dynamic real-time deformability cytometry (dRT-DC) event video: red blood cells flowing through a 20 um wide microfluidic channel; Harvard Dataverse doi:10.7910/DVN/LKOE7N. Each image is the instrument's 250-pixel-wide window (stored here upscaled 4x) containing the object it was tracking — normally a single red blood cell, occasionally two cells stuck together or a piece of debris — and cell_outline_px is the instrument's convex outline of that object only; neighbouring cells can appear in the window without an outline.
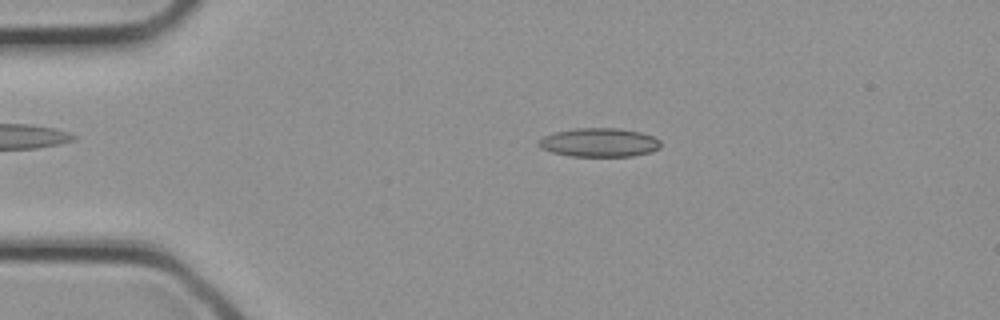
{"species": "common noctule bat (a hibernating species)", "species_latin": "Nyctalus noctula", "temperature_condition": "cold", "stored_images_in_passage": 31, "camera_frame_rate_fps": 3000, "um_per_image_px": 0.085, "animal": {"sex": "female", "body_mass_g": 21.9}, "frame": {"image": 1, "passage_image": 6, "time_ms": 1.667, "image_size_px": [1000, 320], "cell_outline_px": [[660, 148], [652, 152], [632, 156], [568, 156], [552, 152], [540, 148], [536, 144], [536, 140], [544, 136], [556, 132], [576, 128], [620, 128], [640, 132], [652, 136], [660, 140]], "centroid_in_image_um": [50.91, 12.11], "position_along_channel_um": 34.1, "area_um2": 20.63}}
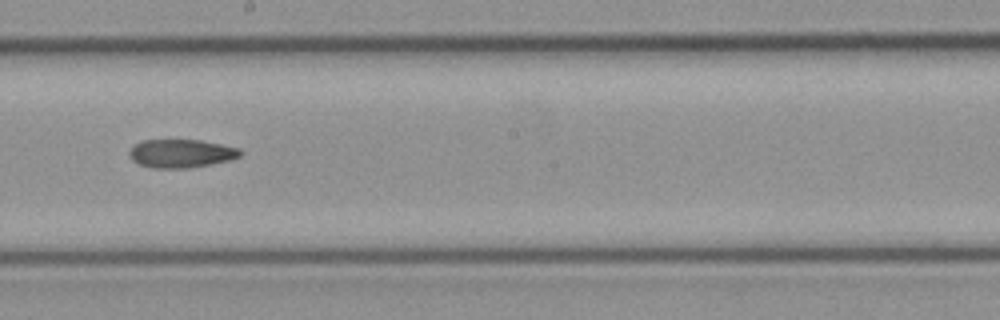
{"frame": {"image": 2, "passage_image": 17, "time_ms": 5.333, "image_size_px": [1000, 320], "cell_outline_px": [[244, 152], [240, 156], [232, 160], [212, 164], [188, 168], [152, 168], [140, 164], [132, 160], [128, 156], [128, 152], [136, 144], [144, 140], [200, 140], [240, 148]], "centroid_in_image_um": [15.43, 13.05], "position_along_channel_um": 232.8, "area_um2": 18.44}}
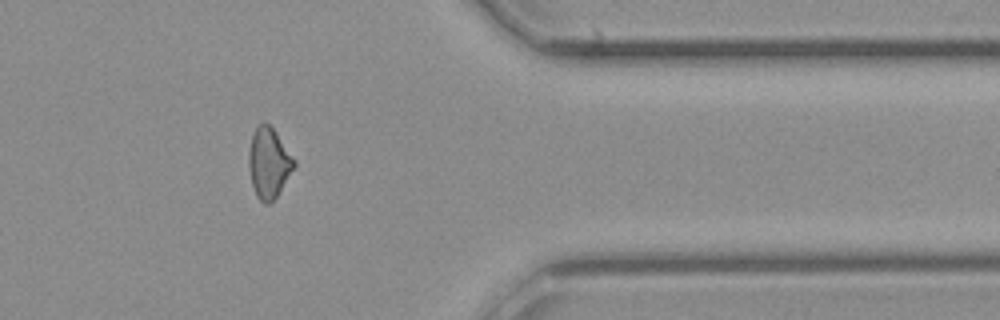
{"frame": {"image": 3, "passage_image": 25, "time_ms": 8.0, "image_size_px": [1000, 320], "cell_outline_px": [[296, 164], [276, 196], [268, 204], [264, 204], [256, 196], [252, 184], [248, 168], [248, 152], [252, 136], [256, 128], [260, 124], [268, 124], [276, 132], [296, 160]], "centroid_in_image_um": [22.83, 13.85], "position_along_channel_um": 388.6, "area_um2": 18.32}}